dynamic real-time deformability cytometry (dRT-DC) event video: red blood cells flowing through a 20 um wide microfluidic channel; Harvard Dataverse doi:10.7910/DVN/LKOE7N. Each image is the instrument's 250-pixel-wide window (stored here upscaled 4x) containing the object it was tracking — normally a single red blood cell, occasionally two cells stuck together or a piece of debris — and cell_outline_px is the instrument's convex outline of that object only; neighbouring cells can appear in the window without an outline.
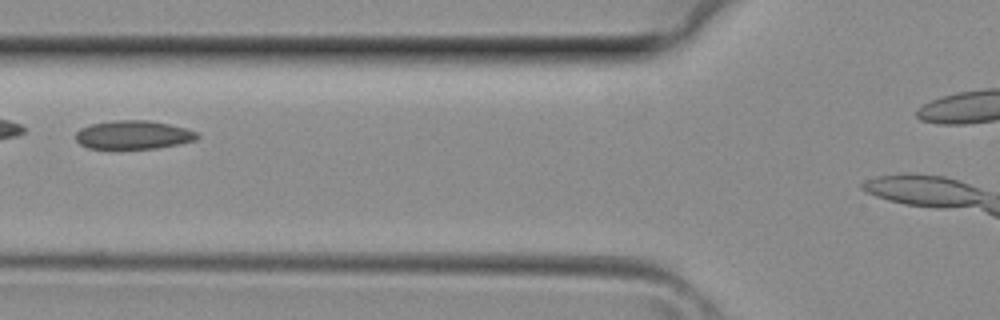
{"species": "common noctule bat (a hibernating species)", "species_latin": "Nyctalus noctula", "temperature_condition": "room temperature", "stored_images_in_passage": 21, "camera_frame_rate_fps": 3000, "um_per_image_px": 0.085, "animal": {"sex": "female", "body_mass_g": 29.2, "forearm_length_mm": 56.3}, "frame": {"image": 1, "passage_image": 15, "time_ms": 4.667, "image_size_px": [1000, 320], "cell_outline_px": [[200, 136], [196, 140], [156, 148], [88, 148], [80, 144], [76, 140], [76, 132], [80, 128], [92, 124], [112, 120], [148, 120], [168, 124], [184, 128], [196, 132]], "centroid_in_image_um": [11.31, 11.45], "position_along_channel_um": 114.5, "area_um2": 20.0}}
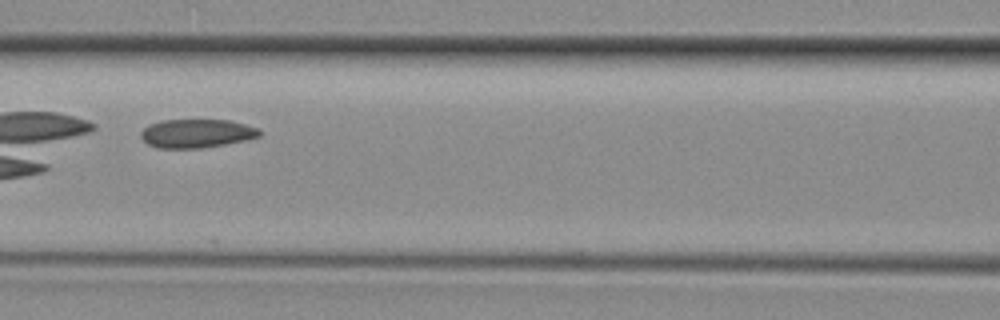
{"frame": {"image": 2, "passage_image": 17, "time_ms": 5.333, "image_size_px": [1000, 320], "cell_outline_px": [[260, 136], [244, 140], [224, 144], [200, 148], [160, 148], [148, 144], [140, 136], [140, 132], [148, 124], [160, 120], [228, 120], [244, 124], [256, 128], [260, 132]], "centroid_in_image_um": [16.65, 11.33], "position_along_channel_um": 149.9, "area_um2": 19.59}}